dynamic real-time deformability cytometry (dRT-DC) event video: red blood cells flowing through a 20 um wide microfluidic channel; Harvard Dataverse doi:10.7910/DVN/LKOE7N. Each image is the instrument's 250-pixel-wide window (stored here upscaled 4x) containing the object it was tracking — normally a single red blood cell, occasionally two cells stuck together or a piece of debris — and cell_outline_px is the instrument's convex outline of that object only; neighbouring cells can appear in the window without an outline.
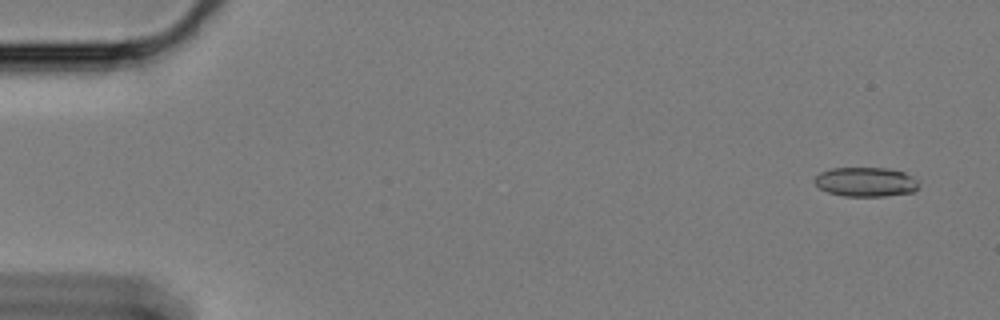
{"species": "Egyptian fruit bat (a non-hibernating species)", "species_latin": "Rousettus aegyptiacus", "temperature_condition": "cold", "stored_images_in_passage": 58, "camera_frame_rate_fps": 3000, "um_per_image_px": 0.085, "animal": {"sex": "female"}, "frame": {"image": 1, "passage_image": 1, "time_ms": 0.0, "image_size_px": [1000, 320], "cell_outline_px": [[916, 188], [912, 192], [884, 196], [844, 196], [828, 192], [820, 188], [812, 180], [820, 172], [832, 168], [888, 168], [904, 172], [912, 176], [916, 180]], "centroid_in_image_um": [73.55, 15.45], "position_along_channel_um": 11.5, "area_um2": 17.69}}
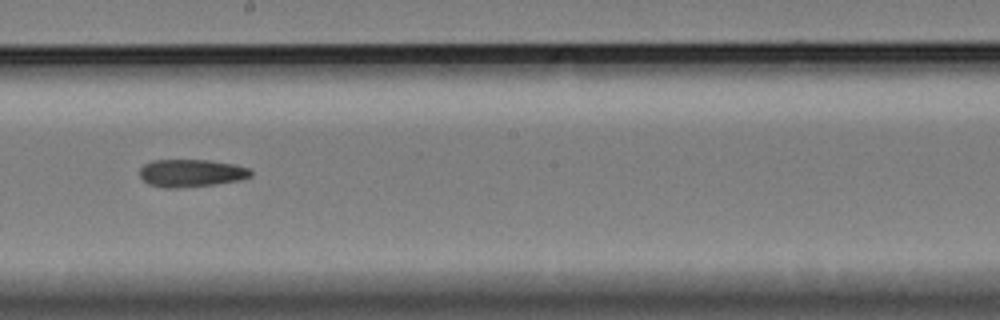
{"frame": {"image": 2, "passage_image": 32, "time_ms": 10.333, "image_size_px": [1000, 320], "cell_outline_px": [[252, 176], [240, 180], [216, 184], [180, 188], [164, 188], [148, 184], [140, 176], [140, 168], [144, 164], [152, 160], [208, 160], [236, 164], [248, 168], [252, 172]], "centroid_in_image_um": [16.26, 14.71], "position_along_channel_um": 231.9, "area_um2": 18.03}}
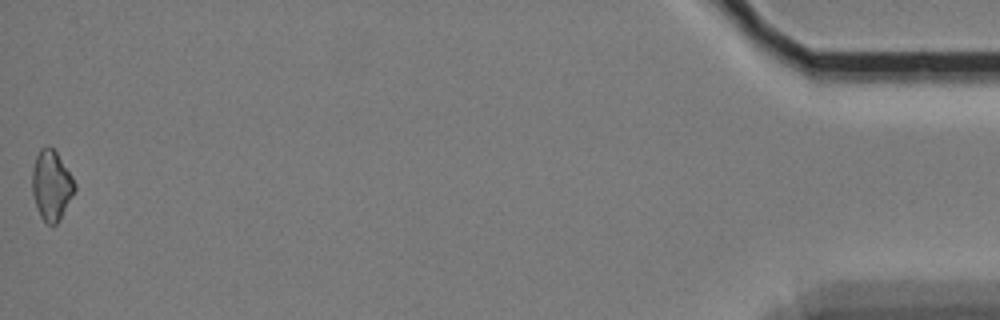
{"frame": {"image": 3, "passage_image": 58, "time_ms": 19.0, "image_size_px": [1000, 320], "cell_outline_px": [[76, 188], [60, 220], [56, 224], [48, 224], [40, 216], [32, 192], [32, 168], [36, 156], [40, 148], [48, 144], [56, 152], [72, 176], [76, 184]], "centroid_in_image_um": [4.37, 15.73], "position_along_channel_um": 430.8, "area_um2": 17.22}}